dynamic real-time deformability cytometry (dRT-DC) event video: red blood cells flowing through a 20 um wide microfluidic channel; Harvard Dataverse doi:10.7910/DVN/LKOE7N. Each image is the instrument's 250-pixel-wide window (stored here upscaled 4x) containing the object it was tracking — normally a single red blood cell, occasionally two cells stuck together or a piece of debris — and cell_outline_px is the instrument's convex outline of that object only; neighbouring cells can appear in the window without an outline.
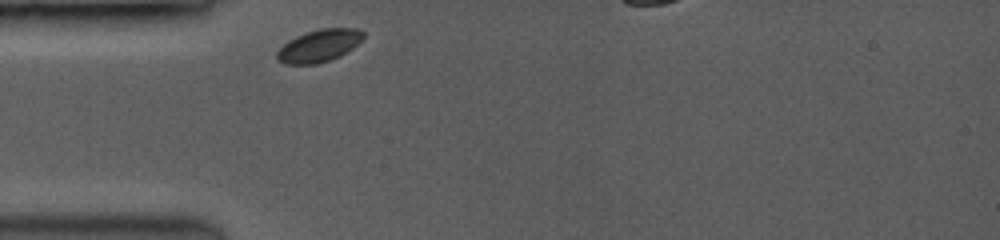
{"species": "common noctule bat (a hibernating species)", "species_latin": "Nyctalus noctula", "temperature_condition": "room temperature", "stored_images_in_passage": 1, "camera_frame_rate_fps": 3500, "um_per_image_px": 0.085, "animal": {"sex": "female", "body_mass_g": 19.0, "forearm_length_mm": 53.3}, "frame": {"image": 1, "passage_image": 1, "time_ms": 0.0, "image_size_px": [1000, 240], "cell_outline_px": [[364, 36], [352, 48], [340, 56], [316, 64], [284, 64], [276, 60], [276, 52], [288, 40], [296, 36], [320, 28], [356, 28], [364, 32]], "centroid_in_image_um": [27.09, 3.89], "position_along_channel_um": 57.9, "area_um2": 16.18}}